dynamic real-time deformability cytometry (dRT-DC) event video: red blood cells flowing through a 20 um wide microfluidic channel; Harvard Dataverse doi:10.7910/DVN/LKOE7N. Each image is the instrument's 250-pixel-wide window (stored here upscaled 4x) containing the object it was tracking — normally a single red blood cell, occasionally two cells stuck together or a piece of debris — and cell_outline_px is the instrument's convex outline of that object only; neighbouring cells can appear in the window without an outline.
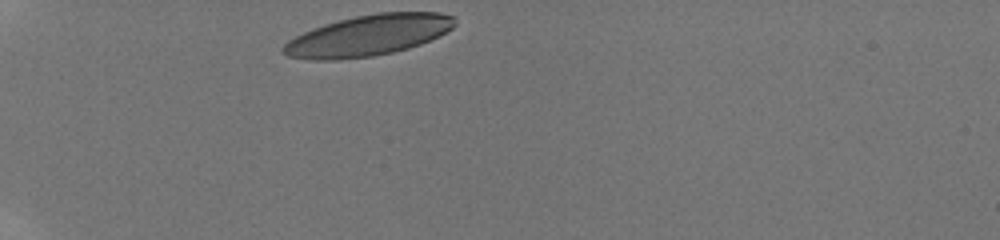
{"species": "human", "species_latin": "Homo sapiens", "temperature_condition": "room temperature", "stored_images_in_passage": 32, "camera_frame_rate_fps": 3000, "um_per_image_px": 0.085, "donor": {"sex": "male"}, "frame": {"image": 1, "passage_image": 1, "time_ms": 0.0, "image_size_px": [1000, 240], "cell_outline_px": [[456, 24], [452, 28], [440, 36], [420, 44], [408, 48], [392, 52], [372, 56], [340, 60], [312, 60], [288, 56], [280, 52], [280, 48], [288, 40], [304, 32], [324, 24], [356, 16], [376, 12], [440, 12], [452, 16], [456, 20]], "centroid_in_image_um": [31.3, 3.01], "position_along_channel_um": 53.7, "area_um2": 40.92}}
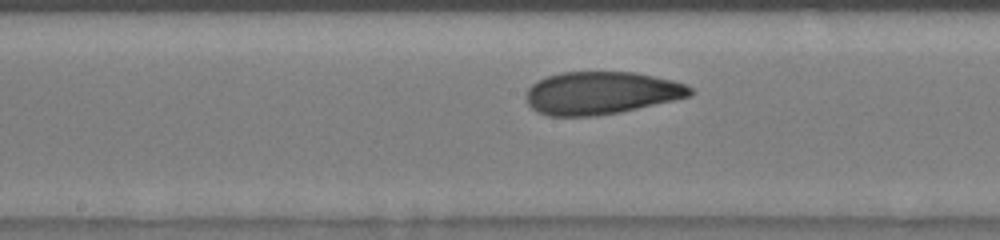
{"frame": {"image": 2, "passage_image": 15, "time_ms": 4.667, "image_size_px": [1000, 240], "cell_outline_px": [[692, 92], [688, 96], [672, 100], [620, 112], [596, 116], [548, 116], [536, 112], [528, 104], [524, 96], [528, 88], [532, 84], [548, 76], [560, 72], [636, 72], [672, 80], [684, 84], [692, 88]], "centroid_in_image_um": [51.04, 7.9], "position_along_channel_um": 197.2, "area_um2": 40.69}}
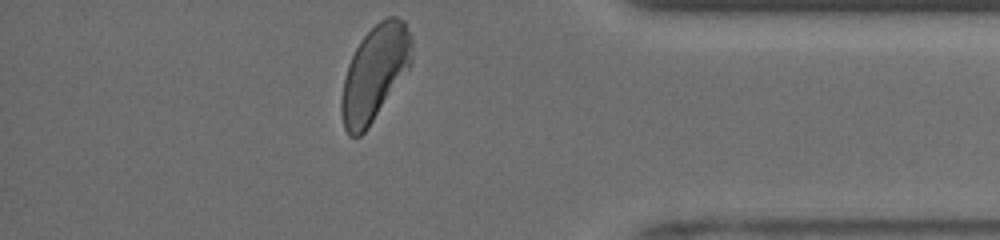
{"frame": {"image": 3, "passage_image": 32, "time_ms": 10.333, "image_size_px": [1000, 240], "cell_outline_px": [[412, 64], [368, 128], [360, 136], [348, 136], [344, 128], [340, 112], [340, 100], [344, 80], [348, 64], [360, 40], [380, 20], [388, 16], [396, 16], [404, 20], [412, 36]], "centroid_in_image_um": [31.86, 6.21], "position_along_channel_um": 403.3, "area_um2": 39.07}, "authors_computed_cell_mechanics": {"area_um2": 40.6912, "velocity_mm_per_s": 3.9196, "shape_relaxation_time_tau1_ms": 4.3126, "shape_relaxation_time_tau2_ms": 1.5628, "deformation_change_tau1": 0.1613, "deformation_change_tau2": 0.0798}}